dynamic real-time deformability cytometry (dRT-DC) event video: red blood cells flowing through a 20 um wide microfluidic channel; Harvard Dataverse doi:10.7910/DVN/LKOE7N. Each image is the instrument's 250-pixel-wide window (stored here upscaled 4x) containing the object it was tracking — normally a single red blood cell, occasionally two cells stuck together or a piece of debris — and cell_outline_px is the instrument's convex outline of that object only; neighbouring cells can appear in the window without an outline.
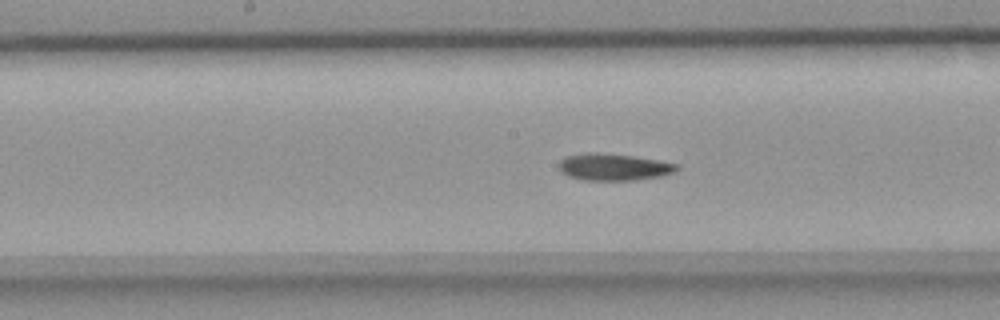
{"species": "common noctule bat (a hibernating species)", "species_latin": "Nyctalus noctula", "temperature_condition": "room temperature", "stored_images_in_passage": 42, "camera_frame_rate_fps": 3000, "um_per_image_px": 0.085, "animal": {"sex": "female", "body_mass_g": 18.4}, "frame": {"image": 1, "passage_image": 24, "time_ms": 7.667, "image_size_px": [1000, 320], "cell_outline_px": [[680, 168], [672, 172], [660, 176], [632, 180], [584, 180], [568, 176], [560, 172], [560, 160], [564, 156], [588, 152], [596, 152], [632, 156], [660, 160], [680, 164]], "centroid_in_image_um": [52.15, 14.19], "position_along_channel_um": 196.0, "area_um2": 18.5}}
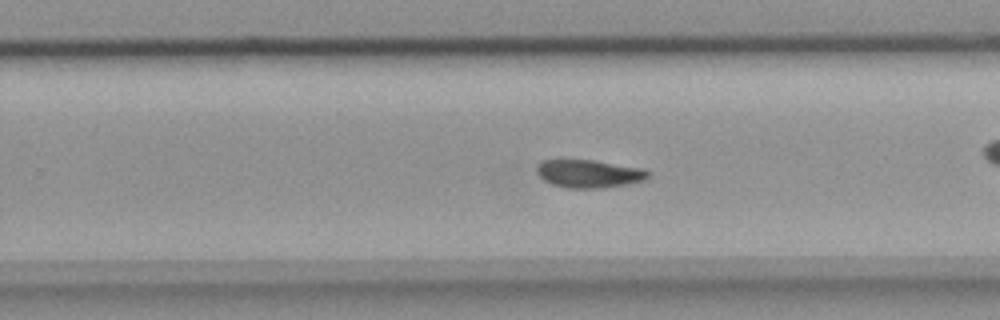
{"frame": {"image": 2, "passage_image": 30, "time_ms": 9.667, "image_size_px": [1000, 320], "cell_outline_px": [[652, 176], [648, 180], [628, 184], [604, 188], [564, 188], [552, 184], [544, 180], [536, 172], [536, 164], [540, 160], [592, 160], [644, 168], [652, 172]], "centroid_in_image_um": [50.12, 14.77], "position_along_channel_um": 279.7, "area_um2": 18.61}}